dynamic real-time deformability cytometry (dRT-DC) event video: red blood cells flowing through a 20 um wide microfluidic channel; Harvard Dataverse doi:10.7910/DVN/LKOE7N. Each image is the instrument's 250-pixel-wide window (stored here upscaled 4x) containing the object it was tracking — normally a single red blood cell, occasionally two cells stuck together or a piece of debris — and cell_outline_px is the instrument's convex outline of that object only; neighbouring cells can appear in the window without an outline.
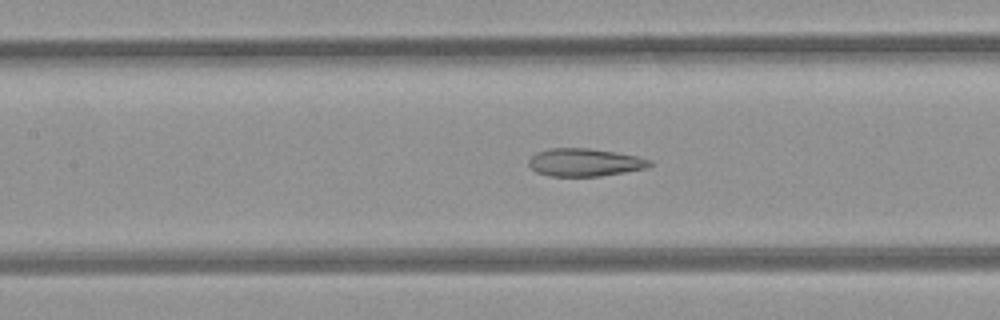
{"species": "common noctule bat (a hibernating species)", "species_latin": "Nyctalus noctula", "temperature_condition": "room temperature", "stored_images_in_passage": 51, "camera_frame_rate_fps": 3000, "um_per_image_px": 0.085, "animal": {"sex": "female", "body_mass_g": 21.9}, "frame": {"image": 1, "passage_image": 23, "time_ms": 7.333, "image_size_px": [1000, 320], "cell_outline_px": [[652, 164], [648, 168], [600, 176], [552, 176], [536, 172], [528, 164], [528, 160], [536, 152], [548, 148], [588, 148], [616, 152], [636, 156], [652, 160]], "centroid_in_image_um": [49.7, 13.8], "position_along_channel_um": 157.7, "area_um2": 19.65}}
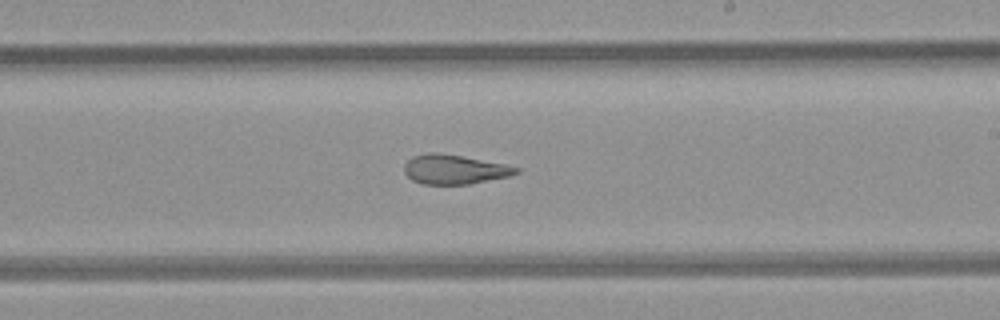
{"frame": {"image": 2, "passage_image": 30, "time_ms": 9.667, "image_size_px": [1000, 320], "cell_outline_px": [[520, 172], [508, 176], [468, 184], [420, 184], [412, 180], [404, 172], [404, 164], [412, 156], [428, 152], [436, 152], [460, 156], [504, 164], [520, 168]], "centroid_in_image_um": [38.58, 14.4], "position_along_channel_um": 250.4, "area_um2": 19.02}}
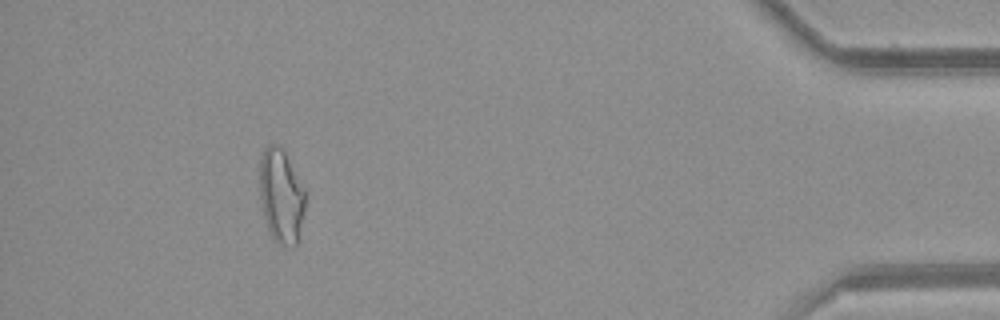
{"frame": {"image": 3, "passage_image": 47, "time_ms": 15.333, "image_size_px": [1000, 320], "cell_outline_px": [[304, 208], [296, 244], [292, 248], [276, 240], [272, 236], [268, 228], [264, 216], [260, 196], [260, 160], [264, 148], [268, 144], [276, 144], [284, 148], [304, 192]], "centroid_in_image_um": [23.87, 16.6], "position_along_channel_um": 411.3, "area_um2": 24.33}, "authors_computed_cell_mechanics": {"area_um2": 22.6576, "velocity_mm_per_s": 3.9826, "shape_relaxation_time_tau1_ms": null, "shape_relaxation_time_tau2_ms": 2.4077, "deformation_change_tau1": null, "deformation_change_tau2": 0.1195}}